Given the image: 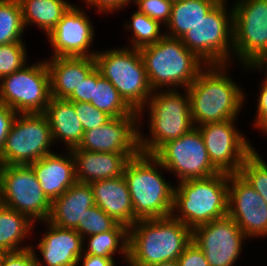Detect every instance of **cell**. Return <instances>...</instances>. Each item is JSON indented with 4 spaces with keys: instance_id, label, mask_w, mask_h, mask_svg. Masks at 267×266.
Wrapping results in <instances>:
<instances>
[{
    "instance_id": "1",
    "label": "cell",
    "mask_w": 267,
    "mask_h": 266,
    "mask_svg": "<svg viewBox=\"0 0 267 266\" xmlns=\"http://www.w3.org/2000/svg\"><path fill=\"white\" fill-rule=\"evenodd\" d=\"M235 65H207L187 88L194 127L238 119L244 110L246 88L229 75Z\"/></svg>"
},
{
    "instance_id": "2",
    "label": "cell",
    "mask_w": 267,
    "mask_h": 266,
    "mask_svg": "<svg viewBox=\"0 0 267 266\" xmlns=\"http://www.w3.org/2000/svg\"><path fill=\"white\" fill-rule=\"evenodd\" d=\"M192 241V230L172 216L137 220L129 227L126 266L176 261Z\"/></svg>"
},
{
    "instance_id": "3",
    "label": "cell",
    "mask_w": 267,
    "mask_h": 266,
    "mask_svg": "<svg viewBox=\"0 0 267 266\" xmlns=\"http://www.w3.org/2000/svg\"><path fill=\"white\" fill-rule=\"evenodd\" d=\"M139 117L140 150L144 154L153 155L166 142L194 128L187 89L153 92L147 104L139 111ZM146 121L149 129L147 134L143 131Z\"/></svg>"
},
{
    "instance_id": "4",
    "label": "cell",
    "mask_w": 267,
    "mask_h": 266,
    "mask_svg": "<svg viewBox=\"0 0 267 266\" xmlns=\"http://www.w3.org/2000/svg\"><path fill=\"white\" fill-rule=\"evenodd\" d=\"M166 171L152 154L140 153L128 160L123 176L130 192L134 223L171 216L175 184L165 178Z\"/></svg>"
},
{
    "instance_id": "5",
    "label": "cell",
    "mask_w": 267,
    "mask_h": 266,
    "mask_svg": "<svg viewBox=\"0 0 267 266\" xmlns=\"http://www.w3.org/2000/svg\"><path fill=\"white\" fill-rule=\"evenodd\" d=\"M139 51L153 92L187 89L207 66L180 38L167 35Z\"/></svg>"
},
{
    "instance_id": "6",
    "label": "cell",
    "mask_w": 267,
    "mask_h": 266,
    "mask_svg": "<svg viewBox=\"0 0 267 266\" xmlns=\"http://www.w3.org/2000/svg\"><path fill=\"white\" fill-rule=\"evenodd\" d=\"M229 174L175 182L171 216L191 230L228 214Z\"/></svg>"
},
{
    "instance_id": "7",
    "label": "cell",
    "mask_w": 267,
    "mask_h": 266,
    "mask_svg": "<svg viewBox=\"0 0 267 266\" xmlns=\"http://www.w3.org/2000/svg\"><path fill=\"white\" fill-rule=\"evenodd\" d=\"M104 49L94 56L96 68L118 90L125 103L139 112L153 93L139 49L127 46Z\"/></svg>"
},
{
    "instance_id": "8",
    "label": "cell",
    "mask_w": 267,
    "mask_h": 266,
    "mask_svg": "<svg viewBox=\"0 0 267 266\" xmlns=\"http://www.w3.org/2000/svg\"><path fill=\"white\" fill-rule=\"evenodd\" d=\"M219 2L198 24L187 31L181 42L207 65L234 63L233 8ZM229 7V8H228Z\"/></svg>"
},
{
    "instance_id": "9",
    "label": "cell",
    "mask_w": 267,
    "mask_h": 266,
    "mask_svg": "<svg viewBox=\"0 0 267 266\" xmlns=\"http://www.w3.org/2000/svg\"><path fill=\"white\" fill-rule=\"evenodd\" d=\"M233 2L234 62L258 66L267 58V0Z\"/></svg>"
},
{
    "instance_id": "10",
    "label": "cell",
    "mask_w": 267,
    "mask_h": 266,
    "mask_svg": "<svg viewBox=\"0 0 267 266\" xmlns=\"http://www.w3.org/2000/svg\"><path fill=\"white\" fill-rule=\"evenodd\" d=\"M54 145L44 113H18L0 153V165H30L53 153Z\"/></svg>"
},
{
    "instance_id": "11",
    "label": "cell",
    "mask_w": 267,
    "mask_h": 266,
    "mask_svg": "<svg viewBox=\"0 0 267 266\" xmlns=\"http://www.w3.org/2000/svg\"><path fill=\"white\" fill-rule=\"evenodd\" d=\"M0 202L26 215L35 229L37 223L48 220L51 212V201L30 165H0Z\"/></svg>"
},
{
    "instance_id": "12",
    "label": "cell",
    "mask_w": 267,
    "mask_h": 266,
    "mask_svg": "<svg viewBox=\"0 0 267 266\" xmlns=\"http://www.w3.org/2000/svg\"><path fill=\"white\" fill-rule=\"evenodd\" d=\"M29 62L0 80V103L17 113H44L51 99L45 59Z\"/></svg>"
},
{
    "instance_id": "13",
    "label": "cell",
    "mask_w": 267,
    "mask_h": 266,
    "mask_svg": "<svg viewBox=\"0 0 267 266\" xmlns=\"http://www.w3.org/2000/svg\"><path fill=\"white\" fill-rule=\"evenodd\" d=\"M153 156L172 174L177 183L205 179L220 173L210 162L203 137L197 127L163 144Z\"/></svg>"
},
{
    "instance_id": "14",
    "label": "cell",
    "mask_w": 267,
    "mask_h": 266,
    "mask_svg": "<svg viewBox=\"0 0 267 266\" xmlns=\"http://www.w3.org/2000/svg\"><path fill=\"white\" fill-rule=\"evenodd\" d=\"M238 119L198 126L210 162L222 173H239L245 158L255 149L249 137L237 126Z\"/></svg>"
},
{
    "instance_id": "15",
    "label": "cell",
    "mask_w": 267,
    "mask_h": 266,
    "mask_svg": "<svg viewBox=\"0 0 267 266\" xmlns=\"http://www.w3.org/2000/svg\"><path fill=\"white\" fill-rule=\"evenodd\" d=\"M192 241L203 251L210 266H234L249 239L228 215L197 226Z\"/></svg>"
},
{
    "instance_id": "16",
    "label": "cell",
    "mask_w": 267,
    "mask_h": 266,
    "mask_svg": "<svg viewBox=\"0 0 267 266\" xmlns=\"http://www.w3.org/2000/svg\"><path fill=\"white\" fill-rule=\"evenodd\" d=\"M75 3L63 15L55 28L46 37L52 49L48 57H94L95 25L85 10ZM93 45V46H92Z\"/></svg>"
},
{
    "instance_id": "17",
    "label": "cell",
    "mask_w": 267,
    "mask_h": 266,
    "mask_svg": "<svg viewBox=\"0 0 267 266\" xmlns=\"http://www.w3.org/2000/svg\"><path fill=\"white\" fill-rule=\"evenodd\" d=\"M227 215L250 241L267 237V204L239 173L229 174Z\"/></svg>"
},
{
    "instance_id": "18",
    "label": "cell",
    "mask_w": 267,
    "mask_h": 266,
    "mask_svg": "<svg viewBox=\"0 0 267 266\" xmlns=\"http://www.w3.org/2000/svg\"><path fill=\"white\" fill-rule=\"evenodd\" d=\"M139 112L131 115L112 117L105 124L84 132L78 147L91 152L101 153H134L140 150V121Z\"/></svg>"
},
{
    "instance_id": "19",
    "label": "cell",
    "mask_w": 267,
    "mask_h": 266,
    "mask_svg": "<svg viewBox=\"0 0 267 266\" xmlns=\"http://www.w3.org/2000/svg\"><path fill=\"white\" fill-rule=\"evenodd\" d=\"M40 223L46 231L41 232L42 236L38 234L37 243L31 236L37 266H77L83 254V237L75 229L58 227L48 220Z\"/></svg>"
},
{
    "instance_id": "20",
    "label": "cell",
    "mask_w": 267,
    "mask_h": 266,
    "mask_svg": "<svg viewBox=\"0 0 267 266\" xmlns=\"http://www.w3.org/2000/svg\"><path fill=\"white\" fill-rule=\"evenodd\" d=\"M30 166L40 182L42 191L51 202L77 182L75 161L70 150L63 149L58 154L55 151Z\"/></svg>"
},
{
    "instance_id": "21",
    "label": "cell",
    "mask_w": 267,
    "mask_h": 266,
    "mask_svg": "<svg viewBox=\"0 0 267 266\" xmlns=\"http://www.w3.org/2000/svg\"><path fill=\"white\" fill-rule=\"evenodd\" d=\"M75 161V177L79 183L90 184L123 175L124 167L134 153H99L70 149Z\"/></svg>"
},
{
    "instance_id": "22",
    "label": "cell",
    "mask_w": 267,
    "mask_h": 266,
    "mask_svg": "<svg viewBox=\"0 0 267 266\" xmlns=\"http://www.w3.org/2000/svg\"><path fill=\"white\" fill-rule=\"evenodd\" d=\"M51 96L67 99L96 68L94 57H46Z\"/></svg>"
},
{
    "instance_id": "23",
    "label": "cell",
    "mask_w": 267,
    "mask_h": 266,
    "mask_svg": "<svg viewBox=\"0 0 267 266\" xmlns=\"http://www.w3.org/2000/svg\"><path fill=\"white\" fill-rule=\"evenodd\" d=\"M95 205L116 222L127 226L134 224V210L125 177L98 180L90 183Z\"/></svg>"
},
{
    "instance_id": "24",
    "label": "cell",
    "mask_w": 267,
    "mask_h": 266,
    "mask_svg": "<svg viewBox=\"0 0 267 266\" xmlns=\"http://www.w3.org/2000/svg\"><path fill=\"white\" fill-rule=\"evenodd\" d=\"M95 205L90 184L76 182L51 202L48 221L58 227L75 229L87 209Z\"/></svg>"
},
{
    "instance_id": "25",
    "label": "cell",
    "mask_w": 267,
    "mask_h": 266,
    "mask_svg": "<svg viewBox=\"0 0 267 266\" xmlns=\"http://www.w3.org/2000/svg\"><path fill=\"white\" fill-rule=\"evenodd\" d=\"M44 114L49 122L55 145H63L64 150L78 147L84 129L74 110V102L51 97ZM62 142V143H61Z\"/></svg>"
},
{
    "instance_id": "26",
    "label": "cell",
    "mask_w": 267,
    "mask_h": 266,
    "mask_svg": "<svg viewBox=\"0 0 267 266\" xmlns=\"http://www.w3.org/2000/svg\"><path fill=\"white\" fill-rule=\"evenodd\" d=\"M34 231V223L26 215L0 204V251L2 253L31 248L30 236L35 234Z\"/></svg>"
},
{
    "instance_id": "27",
    "label": "cell",
    "mask_w": 267,
    "mask_h": 266,
    "mask_svg": "<svg viewBox=\"0 0 267 266\" xmlns=\"http://www.w3.org/2000/svg\"><path fill=\"white\" fill-rule=\"evenodd\" d=\"M19 2L25 28L35 26L46 37L74 4L70 0H19Z\"/></svg>"
},
{
    "instance_id": "28",
    "label": "cell",
    "mask_w": 267,
    "mask_h": 266,
    "mask_svg": "<svg viewBox=\"0 0 267 266\" xmlns=\"http://www.w3.org/2000/svg\"><path fill=\"white\" fill-rule=\"evenodd\" d=\"M219 2V0H179L173 2L170 20L164 28L165 35L181 38L205 18Z\"/></svg>"
},
{
    "instance_id": "29",
    "label": "cell",
    "mask_w": 267,
    "mask_h": 266,
    "mask_svg": "<svg viewBox=\"0 0 267 266\" xmlns=\"http://www.w3.org/2000/svg\"><path fill=\"white\" fill-rule=\"evenodd\" d=\"M129 228L118 223L112 230L83 238V254L112 258L120 256L124 265L128 262ZM118 255H117V254ZM116 255V256H115Z\"/></svg>"
},
{
    "instance_id": "30",
    "label": "cell",
    "mask_w": 267,
    "mask_h": 266,
    "mask_svg": "<svg viewBox=\"0 0 267 266\" xmlns=\"http://www.w3.org/2000/svg\"><path fill=\"white\" fill-rule=\"evenodd\" d=\"M130 15V19L124 20L122 26L125 28L128 37V44L124 45L127 47H132L135 49H140L142 47L155 44L165 35V26H163L159 21L151 19L147 15L139 12L137 9L134 10ZM163 29V30H162Z\"/></svg>"
},
{
    "instance_id": "31",
    "label": "cell",
    "mask_w": 267,
    "mask_h": 266,
    "mask_svg": "<svg viewBox=\"0 0 267 266\" xmlns=\"http://www.w3.org/2000/svg\"><path fill=\"white\" fill-rule=\"evenodd\" d=\"M90 103L111 117L128 116L134 112L121 98L118 90L100 74L97 68L96 85H94L93 98Z\"/></svg>"
},
{
    "instance_id": "32",
    "label": "cell",
    "mask_w": 267,
    "mask_h": 266,
    "mask_svg": "<svg viewBox=\"0 0 267 266\" xmlns=\"http://www.w3.org/2000/svg\"><path fill=\"white\" fill-rule=\"evenodd\" d=\"M25 31L19 0H0V45L25 42Z\"/></svg>"
},
{
    "instance_id": "33",
    "label": "cell",
    "mask_w": 267,
    "mask_h": 266,
    "mask_svg": "<svg viewBox=\"0 0 267 266\" xmlns=\"http://www.w3.org/2000/svg\"><path fill=\"white\" fill-rule=\"evenodd\" d=\"M254 149L243 162L239 174L262 196L267 204V161Z\"/></svg>"
},
{
    "instance_id": "34",
    "label": "cell",
    "mask_w": 267,
    "mask_h": 266,
    "mask_svg": "<svg viewBox=\"0 0 267 266\" xmlns=\"http://www.w3.org/2000/svg\"><path fill=\"white\" fill-rule=\"evenodd\" d=\"M26 42L0 45V80L21 69L29 61Z\"/></svg>"
},
{
    "instance_id": "35",
    "label": "cell",
    "mask_w": 267,
    "mask_h": 266,
    "mask_svg": "<svg viewBox=\"0 0 267 266\" xmlns=\"http://www.w3.org/2000/svg\"><path fill=\"white\" fill-rule=\"evenodd\" d=\"M118 222L107 215L100 207L94 205L86 210L75 230L83 237L112 230Z\"/></svg>"
},
{
    "instance_id": "36",
    "label": "cell",
    "mask_w": 267,
    "mask_h": 266,
    "mask_svg": "<svg viewBox=\"0 0 267 266\" xmlns=\"http://www.w3.org/2000/svg\"><path fill=\"white\" fill-rule=\"evenodd\" d=\"M239 67L243 68L242 72H251L252 71H257V73L259 74V72L263 73L260 75H263L264 77L261 78L263 79L259 85V91L256 94V96L258 97L256 100L257 102V106L255 109L256 110V115L253 116L255 117L253 119V124H251L253 127V129H257V131L259 130V132H261L264 137L267 136V75L258 67V66H244V65H239Z\"/></svg>"
},
{
    "instance_id": "37",
    "label": "cell",
    "mask_w": 267,
    "mask_h": 266,
    "mask_svg": "<svg viewBox=\"0 0 267 266\" xmlns=\"http://www.w3.org/2000/svg\"><path fill=\"white\" fill-rule=\"evenodd\" d=\"M74 110L82 124L84 132L97 128L112 118L107 113L94 107L91 103L74 102Z\"/></svg>"
},
{
    "instance_id": "38",
    "label": "cell",
    "mask_w": 267,
    "mask_h": 266,
    "mask_svg": "<svg viewBox=\"0 0 267 266\" xmlns=\"http://www.w3.org/2000/svg\"><path fill=\"white\" fill-rule=\"evenodd\" d=\"M136 9L159 21L163 26L169 22L171 17L172 2L170 0H134Z\"/></svg>"
},
{
    "instance_id": "39",
    "label": "cell",
    "mask_w": 267,
    "mask_h": 266,
    "mask_svg": "<svg viewBox=\"0 0 267 266\" xmlns=\"http://www.w3.org/2000/svg\"><path fill=\"white\" fill-rule=\"evenodd\" d=\"M84 3L87 9L93 8L97 14L108 16L106 14L112 15L125 8H130L133 6L134 0H81Z\"/></svg>"
},
{
    "instance_id": "40",
    "label": "cell",
    "mask_w": 267,
    "mask_h": 266,
    "mask_svg": "<svg viewBox=\"0 0 267 266\" xmlns=\"http://www.w3.org/2000/svg\"><path fill=\"white\" fill-rule=\"evenodd\" d=\"M0 266H37L36 259L31 248L2 253Z\"/></svg>"
},
{
    "instance_id": "41",
    "label": "cell",
    "mask_w": 267,
    "mask_h": 266,
    "mask_svg": "<svg viewBox=\"0 0 267 266\" xmlns=\"http://www.w3.org/2000/svg\"><path fill=\"white\" fill-rule=\"evenodd\" d=\"M179 266H210L203 251L191 241L178 257Z\"/></svg>"
},
{
    "instance_id": "42",
    "label": "cell",
    "mask_w": 267,
    "mask_h": 266,
    "mask_svg": "<svg viewBox=\"0 0 267 266\" xmlns=\"http://www.w3.org/2000/svg\"><path fill=\"white\" fill-rule=\"evenodd\" d=\"M94 85H96V68L79 84L67 100L90 103L93 98Z\"/></svg>"
},
{
    "instance_id": "43",
    "label": "cell",
    "mask_w": 267,
    "mask_h": 266,
    "mask_svg": "<svg viewBox=\"0 0 267 266\" xmlns=\"http://www.w3.org/2000/svg\"><path fill=\"white\" fill-rule=\"evenodd\" d=\"M17 112L0 103V153L5 145L6 137L17 116Z\"/></svg>"
},
{
    "instance_id": "44",
    "label": "cell",
    "mask_w": 267,
    "mask_h": 266,
    "mask_svg": "<svg viewBox=\"0 0 267 266\" xmlns=\"http://www.w3.org/2000/svg\"><path fill=\"white\" fill-rule=\"evenodd\" d=\"M77 266H118L112 258L82 254L78 259Z\"/></svg>"
},
{
    "instance_id": "45",
    "label": "cell",
    "mask_w": 267,
    "mask_h": 266,
    "mask_svg": "<svg viewBox=\"0 0 267 266\" xmlns=\"http://www.w3.org/2000/svg\"><path fill=\"white\" fill-rule=\"evenodd\" d=\"M152 266H179V264L176 260V261H166V262L155 264Z\"/></svg>"
},
{
    "instance_id": "46",
    "label": "cell",
    "mask_w": 267,
    "mask_h": 266,
    "mask_svg": "<svg viewBox=\"0 0 267 266\" xmlns=\"http://www.w3.org/2000/svg\"><path fill=\"white\" fill-rule=\"evenodd\" d=\"M258 67L267 75V58H265Z\"/></svg>"
},
{
    "instance_id": "47",
    "label": "cell",
    "mask_w": 267,
    "mask_h": 266,
    "mask_svg": "<svg viewBox=\"0 0 267 266\" xmlns=\"http://www.w3.org/2000/svg\"><path fill=\"white\" fill-rule=\"evenodd\" d=\"M220 2H228L229 0H219Z\"/></svg>"
}]
</instances>
